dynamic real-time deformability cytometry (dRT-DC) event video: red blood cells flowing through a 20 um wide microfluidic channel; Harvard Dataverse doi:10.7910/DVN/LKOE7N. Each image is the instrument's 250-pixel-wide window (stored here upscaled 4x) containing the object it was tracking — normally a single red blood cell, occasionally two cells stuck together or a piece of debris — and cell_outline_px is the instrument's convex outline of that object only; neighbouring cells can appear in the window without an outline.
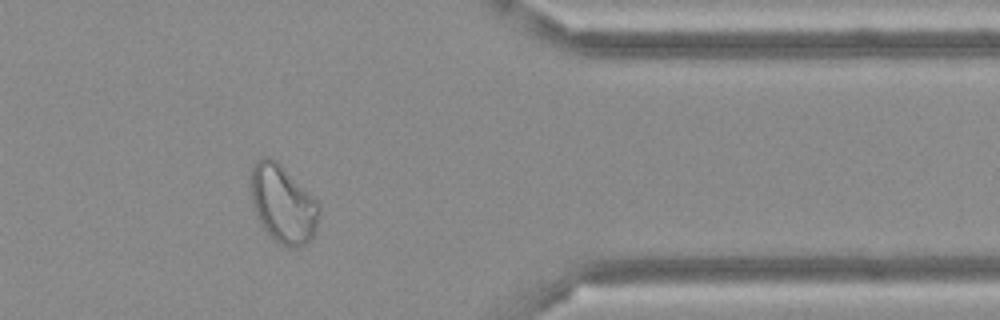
{"species": "Egyptian fruit bat (a non-hibernating species)", "species_latin": "Rousettus aegyptiacus", "temperature_condition": "cold", "stored_images_in_passage": 50, "camera_frame_rate_fps": 3000, "um_per_image_px": 0.085, "frame": {"image": 1, "passage_image": 41, "time_ms": 13.333, "image_size_px": [1000, 320], "cell_outline_px": [[320, 212], [316, 228], [312, 240], [300, 248], [288, 248], [276, 240], [260, 224], [252, 200], [248, 180], [252, 168], [256, 160], [260, 156], [268, 156], [276, 160], [320, 204]], "centroid_in_image_um": [24.04, 17.33], "position_along_channel_um": 387.4, "area_um2": 31.15}}
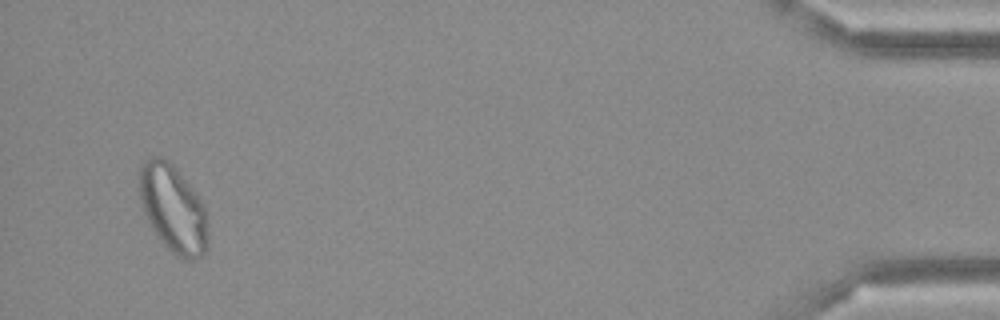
{"frame": {"image": 2, "passage_image": 48, "time_ms": 15.667, "image_size_px": [1000, 320], "cell_outline_px": [[208, 248], [204, 256], [192, 260], [188, 260], [176, 256], [156, 236], [144, 212], [140, 200], [140, 164], [144, 160], [152, 156], [160, 156], [168, 160], [172, 164], [196, 192], [204, 208], [208, 236]], "centroid_in_image_um": [14.72, 17.75], "position_along_channel_um": 420.5, "area_um2": 34.97}}